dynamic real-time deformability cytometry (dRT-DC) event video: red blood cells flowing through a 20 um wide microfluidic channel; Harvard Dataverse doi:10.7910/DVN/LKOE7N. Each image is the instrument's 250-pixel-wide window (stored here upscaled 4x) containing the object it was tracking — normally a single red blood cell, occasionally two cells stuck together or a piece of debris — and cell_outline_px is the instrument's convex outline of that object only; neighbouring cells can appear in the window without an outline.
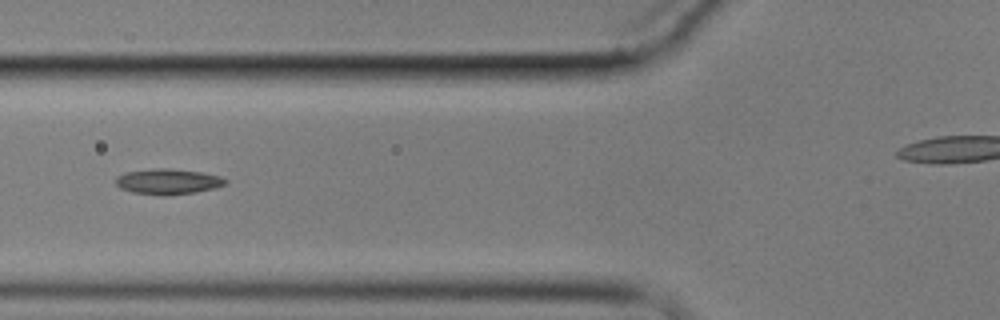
{"species": "common noctule bat (a hibernating species)", "species_latin": "Nyctalus noctula", "temperature_condition": "cold", "stored_images_in_passage": 7, "segment_of_instrument_passage": [1, 2], "camera_frame_rate_fps": 3000, "um_per_image_px": 0.085, "animal": {"sex": "male", "body_mass_g": 17.9}, "frame": {"image": 1, "passage_image": 6, "time_ms": 6.667, "image_size_px": [1000, 320], "cell_outline_px": [[228, 180], [224, 184], [216, 188], [196, 192], [160, 196], [132, 192], [120, 188], [116, 184], [116, 176], [124, 172], [152, 168], [168, 168], [200, 172], [220, 176]], "centroid_in_image_um": [14.24, 15.43], "position_along_channel_um": 111.6, "area_um2": 16.42}}